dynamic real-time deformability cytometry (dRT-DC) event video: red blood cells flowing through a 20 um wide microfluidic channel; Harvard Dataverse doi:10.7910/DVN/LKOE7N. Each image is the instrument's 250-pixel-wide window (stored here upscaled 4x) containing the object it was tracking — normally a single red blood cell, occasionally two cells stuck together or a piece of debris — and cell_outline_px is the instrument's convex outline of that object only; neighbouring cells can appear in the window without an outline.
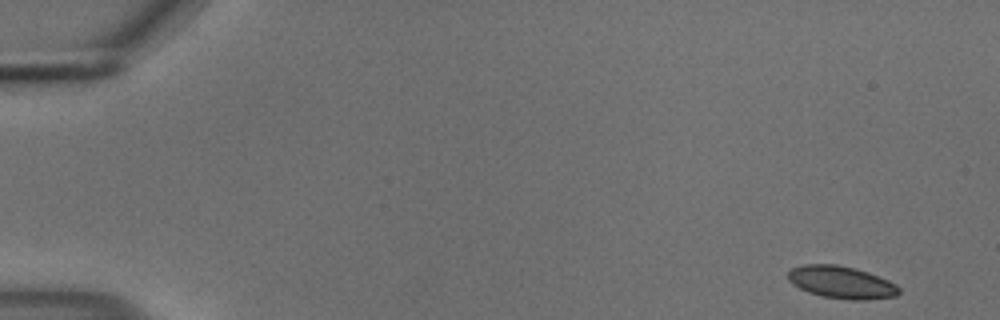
{"species": "common noctule bat (a hibernating species)", "species_latin": "Nyctalus noctula", "temperature_condition": "cold", "stored_images_in_passage": 53, "camera_frame_rate_fps": 3000, "um_per_image_px": 0.085, "animal": {"sex": "male", "body_mass_g": 18.8}, "frame": {"image": 1, "passage_image": 1, "time_ms": 0.0, "image_size_px": [1000, 320], "cell_outline_px": [[900, 292], [896, 296], [864, 300], [852, 300], [824, 296], [808, 292], [792, 284], [788, 280], [788, 272], [792, 268], [804, 264], [836, 264], [856, 268], [868, 272], [888, 280], [896, 284], [900, 288]], "centroid_in_image_um": [71.53, 23.99], "position_along_channel_um": 13.5, "area_um2": 20.92}}
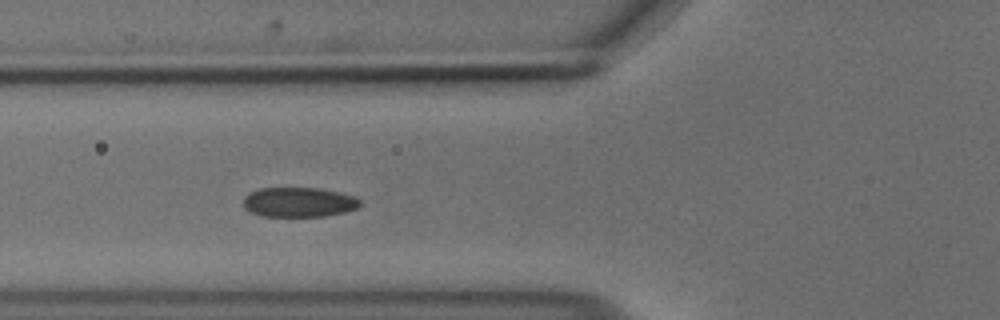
{"frame": {"image": 2, "passage_image": 19, "time_ms": 6.0, "image_size_px": [1000, 320], "cell_outline_px": [[360, 204], [356, 208], [344, 212], [324, 216], [260, 216], [244, 208], [244, 196], [260, 188], [316, 188], [356, 196], [360, 200]], "centroid_in_image_um": [25.39, 17.19], "position_along_channel_um": 100.4, "area_um2": 20.0}}
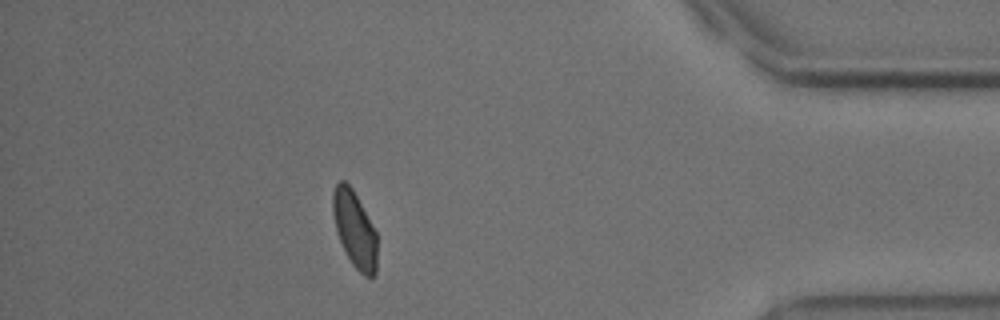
{"frame": {"image": 3, "passage_image": 47, "time_ms": 15.333, "image_size_px": [1000, 320], "cell_outline_px": [[376, 276], [364, 276], [352, 264], [340, 240], [336, 228], [332, 212], [332, 192], [336, 184], [340, 180], [344, 180], [352, 188], [376, 232]], "centroid_in_image_um": [30.13, 19.47], "position_along_channel_um": 405.1, "area_um2": 19.36}, "authors_computed_cell_mechanics": {"area_um2": 20.6346, "velocity_mm_per_s": 3.6753, "shape_relaxation_time_tau1_ms": 2.7103, "shape_relaxation_time_tau2_ms": 1.7367, "deformation_change_tau1": 0.0792, "deformation_change_tau2": 0.048}}